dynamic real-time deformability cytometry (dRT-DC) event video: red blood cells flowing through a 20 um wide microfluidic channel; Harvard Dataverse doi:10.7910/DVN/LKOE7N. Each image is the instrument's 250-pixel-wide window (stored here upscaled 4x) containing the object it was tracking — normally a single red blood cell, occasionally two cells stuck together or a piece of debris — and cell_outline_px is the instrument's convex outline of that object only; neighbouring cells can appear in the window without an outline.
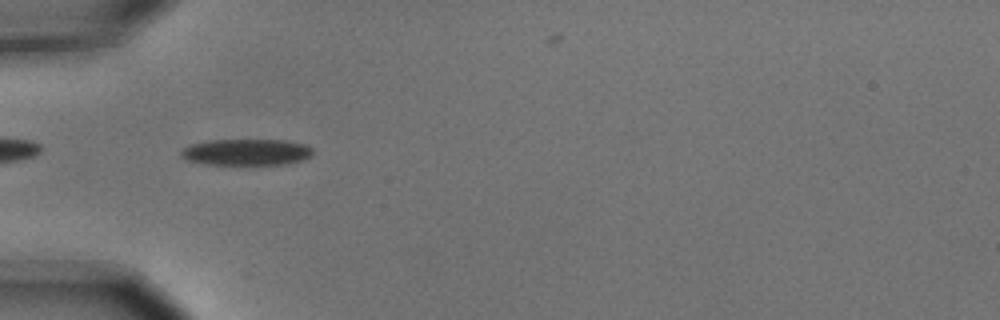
{"species": "common noctule bat (a hibernating species)", "species_latin": "Nyctalus noctula", "temperature_condition": "cold", "stored_images_in_passage": 2, "camera_frame_rate_fps": 3000, "um_per_image_px": 0.085, "animal": {"sex": "male", "body_mass_g": 15.6}, "frame": {"image": 1, "passage_image": 1, "time_ms": 0.0, "image_size_px": [1000, 320], "cell_outline_px": [[312, 156], [304, 160], [288, 164], [252, 168], [204, 164], [184, 160], [180, 156], [180, 152], [184, 148], [192, 144], [212, 140], [284, 140], [308, 144], [312, 148]], "centroid_in_image_um": [20.98, 13.0], "position_along_channel_um": 64.0, "area_um2": 21.62}}
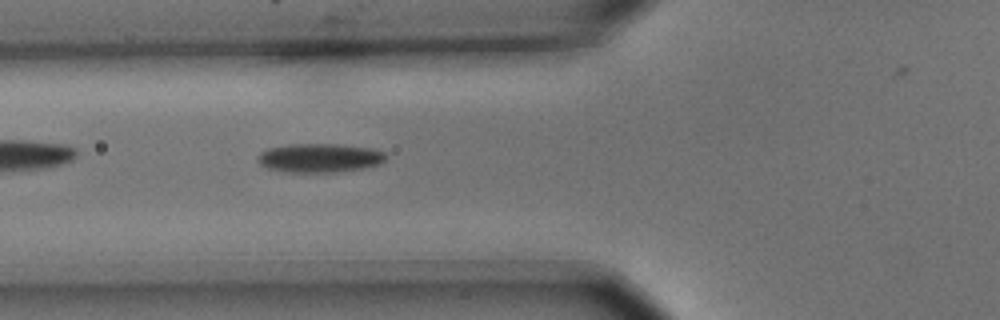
{"frame": {"image": 2, "passage_image": 2, "time_ms": 0.333, "image_size_px": [1000, 320], "cell_outline_px": [[388, 156], [380, 164], [360, 168], [336, 172], [288, 172], [268, 168], [260, 164], [256, 160], [256, 156], [260, 152], [268, 148], [292, 144], [340, 144], [372, 148], [384, 152]], "centroid_in_image_um": [27.15, 13.41], "position_along_channel_um": 98.6, "area_um2": 21.62}}